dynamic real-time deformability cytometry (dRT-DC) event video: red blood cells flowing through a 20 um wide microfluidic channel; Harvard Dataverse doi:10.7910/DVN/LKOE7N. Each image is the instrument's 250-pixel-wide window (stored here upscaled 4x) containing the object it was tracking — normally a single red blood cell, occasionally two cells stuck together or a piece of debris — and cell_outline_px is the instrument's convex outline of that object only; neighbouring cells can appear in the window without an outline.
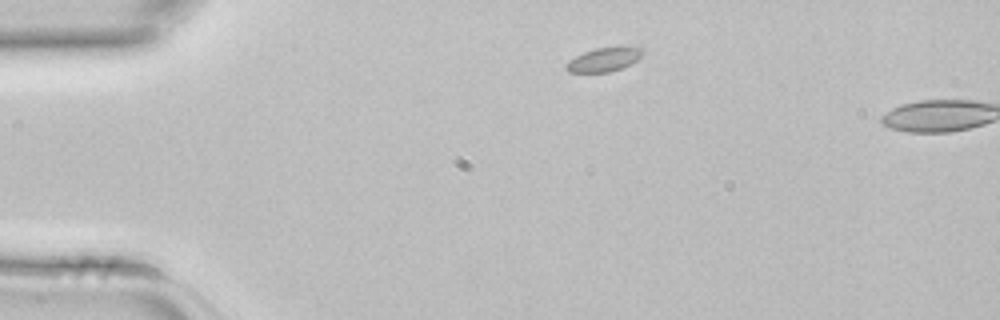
{"species": "common noctule bat (a hibernating species)", "species_latin": "Nyctalus noctula", "temperature_condition": "room temperature", "stored_images_in_passage": 2, "camera_frame_rate_fps": 3000, "um_per_image_px": 0.085, "animal": {"sex": "female", "body_mass_g": 22.7, "forearm_length_mm": 54.2}, "frame": {"image": 1, "passage_image": 1, "time_ms": 0.0, "image_size_px": [1000, 320], "cell_outline_px": [[644, 52], [636, 60], [620, 68], [608, 72], [568, 72], [564, 68], [564, 64], [568, 60], [584, 52], [596, 48], [644, 48]], "centroid_in_image_um": [51.24, 5.08], "position_along_channel_um": 33.8, "area_um2": 10.29}}